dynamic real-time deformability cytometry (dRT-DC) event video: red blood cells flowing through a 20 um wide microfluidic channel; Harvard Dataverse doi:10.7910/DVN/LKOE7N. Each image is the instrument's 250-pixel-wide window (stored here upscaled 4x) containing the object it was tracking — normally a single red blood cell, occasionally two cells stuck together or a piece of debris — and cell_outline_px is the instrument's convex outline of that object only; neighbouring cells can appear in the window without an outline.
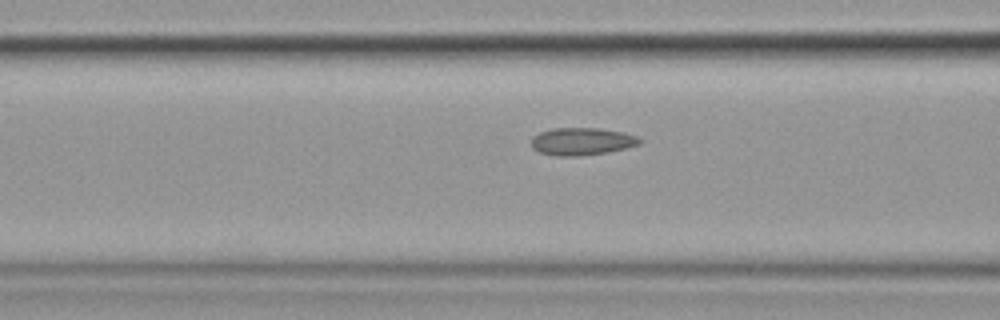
{"species": "common noctule bat (a hibernating species)", "species_latin": "Nyctalus noctula", "temperature_condition": "cold", "stored_images_in_passage": 13, "camera_frame_rate_fps": 3000, "um_per_image_px": 0.085, "animal": {"sex": "female", "body_mass_g": 19.9}, "frame": {"image": 1, "passage_image": 8, "time_ms": 9.0, "image_size_px": [1000, 320], "cell_outline_px": [[644, 140], [640, 144], [608, 152], [576, 156], [556, 156], [540, 152], [532, 148], [532, 136], [540, 132], [552, 128], [600, 128], [624, 132], [636, 136]], "centroid_in_image_um": [49.46, 12.01], "position_along_channel_um": 117.1, "area_um2": 17.4}}
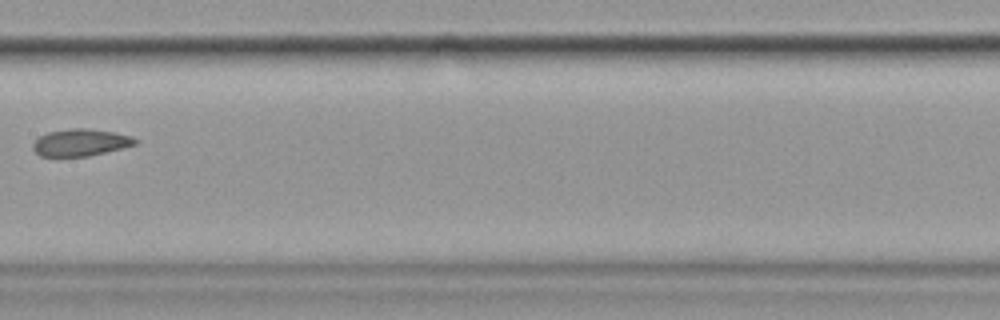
{"frame": {"image": 2, "passage_image": 10, "time_ms": 11.333, "image_size_px": [1000, 320], "cell_outline_px": [[140, 140], [136, 144], [124, 148], [88, 156], [40, 156], [32, 148], [32, 144], [40, 136], [48, 132], [68, 128], [84, 128], [112, 132], [132, 136]], "centroid_in_image_um": [6.87, 12.11], "position_along_channel_um": 200.5, "area_um2": 16.13}}